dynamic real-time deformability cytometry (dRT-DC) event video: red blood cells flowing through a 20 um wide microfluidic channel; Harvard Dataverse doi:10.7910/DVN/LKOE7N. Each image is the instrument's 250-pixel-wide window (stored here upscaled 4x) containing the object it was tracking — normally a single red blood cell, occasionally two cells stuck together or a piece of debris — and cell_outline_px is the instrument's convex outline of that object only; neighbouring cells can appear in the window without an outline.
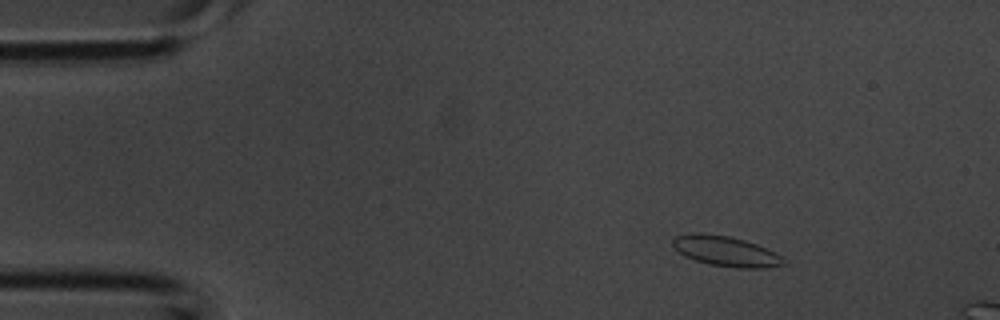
{"species": "common noctule bat (a hibernating species)", "species_latin": "Nyctalus noctula", "temperature_condition": "room temperature", "stored_images_in_passage": 3, "camera_frame_rate_fps": 3000, "um_per_image_px": 0.085, "animal": {"sex": "male", "body_mass_g": 20.1, "forearm_length_mm": 53.5}, "frame": {"image": 1, "passage_image": 2, "time_ms": 0.333, "image_size_px": [1000, 320], "cell_outline_px": [[788, 264], [768, 268], [736, 268], [708, 264], [684, 256], [672, 248], [672, 240], [676, 236], [692, 232], [700, 232], [728, 236], [744, 240], [756, 244], [776, 252], [784, 256]], "centroid_in_image_um": [61.72, 21.36], "position_along_channel_um": 23.3, "area_um2": 19.94}}